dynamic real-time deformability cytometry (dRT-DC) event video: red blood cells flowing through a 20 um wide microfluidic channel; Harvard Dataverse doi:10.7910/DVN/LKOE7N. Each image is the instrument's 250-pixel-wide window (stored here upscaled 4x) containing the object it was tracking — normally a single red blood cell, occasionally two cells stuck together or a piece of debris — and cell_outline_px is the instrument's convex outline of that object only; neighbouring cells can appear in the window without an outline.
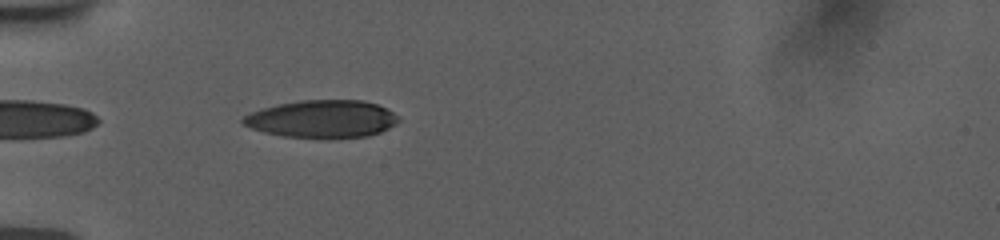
{"species": "human", "species_latin": "Homo sapiens", "temperature_condition": "room temperature", "stored_images_in_passage": 38, "camera_frame_rate_fps": 3000, "um_per_image_px": 0.085, "donor": {"sex": "female"}, "frame": {"image": 1, "passage_image": 1, "time_ms": 0.0, "image_size_px": [1000, 240], "cell_outline_px": [[400, 120], [396, 124], [380, 132], [368, 136], [320, 140], [284, 136], [264, 132], [252, 128], [244, 124], [240, 120], [244, 116], [252, 112], [264, 108], [280, 104], [300, 100], [364, 100], [388, 108], [400, 116]], "centroid_in_image_um": [27.44, 10.13], "position_along_channel_um": 57.6, "area_um2": 34.62}}
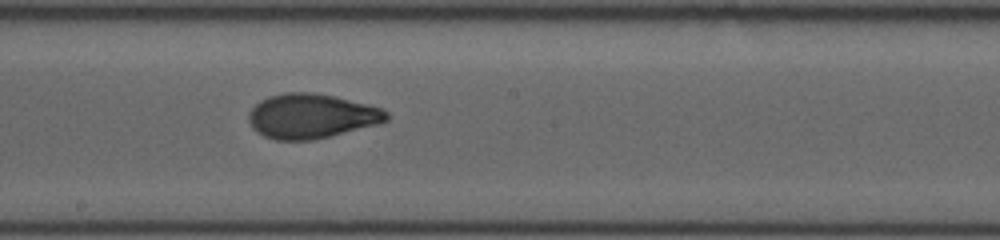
{"frame": {"image": 2, "passage_image": 15, "time_ms": 4.667, "image_size_px": [1000, 240], "cell_outline_px": [[388, 120], [376, 124], [312, 140], [276, 140], [264, 136], [256, 132], [252, 128], [248, 120], [248, 112], [260, 100], [268, 96], [288, 92], [308, 92], [332, 96], [368, 104], [380, 108], [388, 112]], "centroid_in_image_um": [26.41, 9.87], "position_along_channel_um": 221.8, "area_um2": 35.49}}
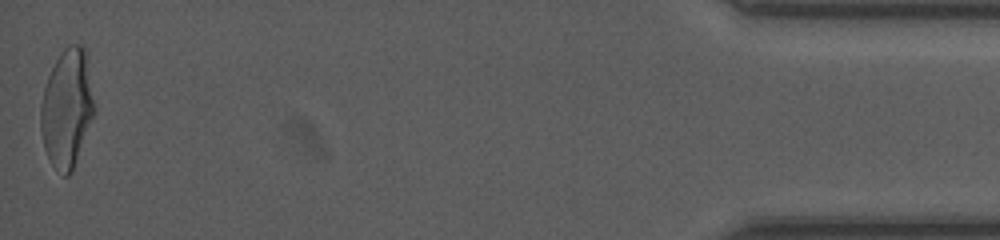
{"frame": {"image": 3, "passage_image": 38, "time_ms": 12.333, "image_size_px": [1000, 240], "cell_outline_px": [[96, 112], [72, 172], [68, 176], [64, 176], [52, 164], [44, 148], [40, 128], [40, 104], [44, 88], [48, 76], [60, 52], [68, 44], [80, 44], [88, 52], [96, 108]], "centroid_in_image_um": [5.73, 9.16], "position_along_channel_um": 429.5, "area_um2": 37.8}, "authors_computed_cell_mechanics": {"area_um2": 35.4025, "velocity_mm_per_s": 3.7735, "shape_relaxation_time_tau1_ms": 6.8568, "shape_relaxation_time_tau2_ms": 1.1763, "deformation_change_tau1": 0.2197, "deformation_change_tau2": 0.068}}